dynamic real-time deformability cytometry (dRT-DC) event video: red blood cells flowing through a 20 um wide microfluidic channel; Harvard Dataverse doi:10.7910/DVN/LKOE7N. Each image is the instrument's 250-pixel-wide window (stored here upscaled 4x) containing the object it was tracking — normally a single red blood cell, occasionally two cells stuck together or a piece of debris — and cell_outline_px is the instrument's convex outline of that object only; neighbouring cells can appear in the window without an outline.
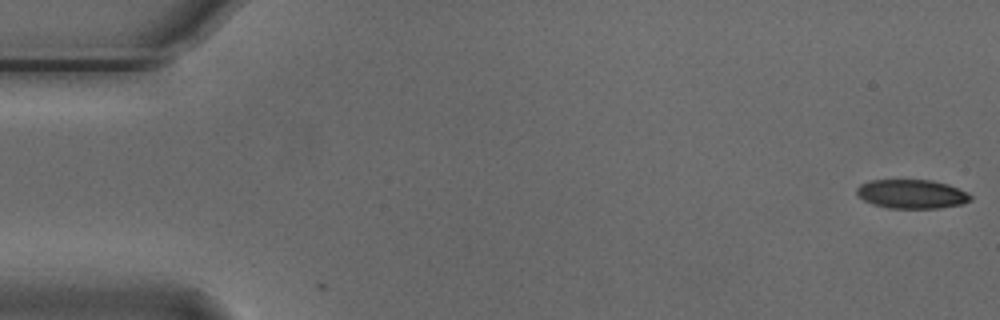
{"species": "Egyptian fruit bat (a non-hibernating species)", "species_latin": "Rousettus aegyptiacus", "temperature_condition": "cold", "stored_images_in_passage": 54, "camera_frame_rate_fps": 3000, "um_per_image_px": 0.085, "animal": {"sex": "male"}, "frame": {"image": 1, "passage_image": 1, "time_ms": 0.0, "image_size_px": [1000, 320], "cell_outline_px": [[972, 200], [964, 204], [940, 208], [888, 208], [872, 204], [856, 196], [856, 188], [860, 184], [868, 180], [932, 180], [948, 184], [968, 192], [972, 196]], "centroid_in_image_um": [77.5, 16.49], "position_along_channel_um": 7.5, "area_um2": 19.54}}
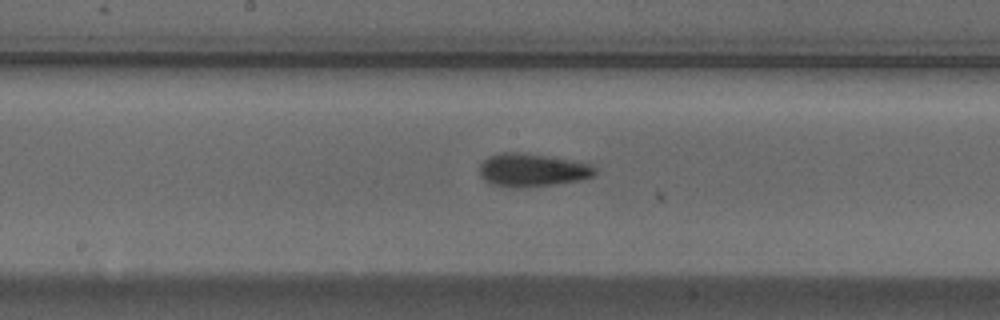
{"frame": {"image": 2, "passage_image": 28, "time_ms": 9.0, "image_size_px": [1000, 320], "cell_outline_px": [[596, 172], [592, 176], [580, 180], [556, 184], [520, 188], [512, 188], [488, 184], [480, 176], [480, 164], [488, 156], [500, 152], [520, 152], [548, 156], [572, 160], [592, 164], [596, 168]], "centroid_in_image_um": [45.21, 14.46], "position_along_channel_um": 203.0, "area_um2": 22.6}}
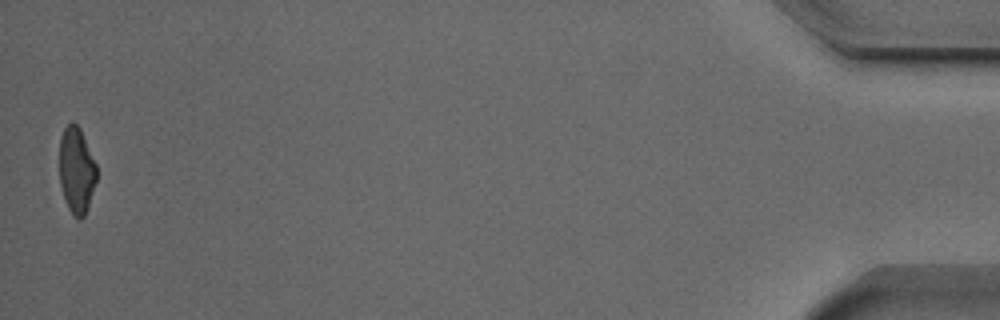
{"frame": {"image": 3, "passage_image": 54, "time_ms": 17.667, "image_size_px": [1000, 320], "cell_outline_px": [[96, 180], [88, 208], [84, 216], [80, 220], [68, 208], [64, 200], [60, 184], [60, 136], [64, 128], [72, 120], [80, 128], [96, 164]], "centroid_in_image_um": [6.49, 14.46], "position_along_channel_um": 428.7, "area_um2": 18.61}, "authors_computed_cell_mechanics": {"area_um2": 20.8658, "velocity_mm_per_s": 3.7484, "shape_relaxation_time_tau1_ms": 4.6797, "shape_relaxation_time_tau2_ms": 4.0984, "deformation_change_tau1": 0.1329, "deformation_change_tau2": 0.1035}}